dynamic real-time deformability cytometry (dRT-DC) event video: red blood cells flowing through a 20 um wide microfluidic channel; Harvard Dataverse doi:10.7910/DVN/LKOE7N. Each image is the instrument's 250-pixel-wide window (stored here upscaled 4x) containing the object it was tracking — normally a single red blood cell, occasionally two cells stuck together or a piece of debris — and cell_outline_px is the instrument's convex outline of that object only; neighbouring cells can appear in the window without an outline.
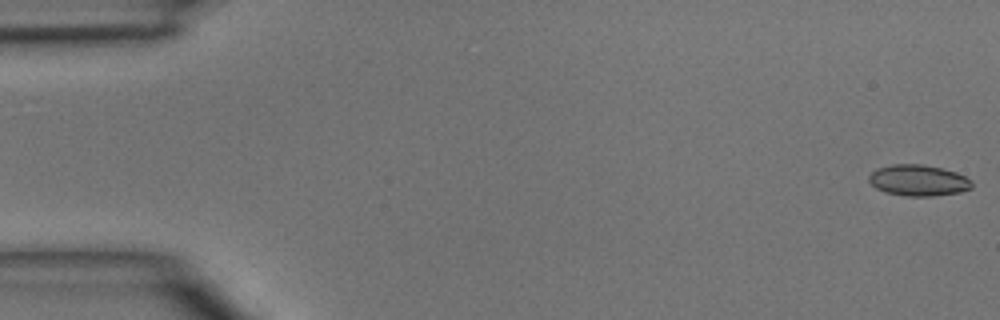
{"species": "common noctule bat (a hibernating species)", "species_latin": "Nyctalus noctula", "temperature_condition": "room temperature", "stored_images_in_passage": 5, "segment_of_instrument_passage": [2, 2], "camera_frame_rate_fps": 3000, "um_per_image_px": 0.085, "animal": {"sex": "male", "body_mass_g": 15.6}, "frame": {"image": 1, "passage_image": 5, "time_ms": 5.333, "image_size_px": [1000, 320], "cell_outline_px": [[972, 188], [960, 192], [932, 196], [908, 196], [888, 192], [876, 188], [868, 180], [868, 176], [876, 168], [892, 164], [924, 164], [956, 172], [972, 180]], "centroid_in_image_um": [78.06, 15.32], "position_along_channel_um": 6.9, "area_um2": 18.61}}